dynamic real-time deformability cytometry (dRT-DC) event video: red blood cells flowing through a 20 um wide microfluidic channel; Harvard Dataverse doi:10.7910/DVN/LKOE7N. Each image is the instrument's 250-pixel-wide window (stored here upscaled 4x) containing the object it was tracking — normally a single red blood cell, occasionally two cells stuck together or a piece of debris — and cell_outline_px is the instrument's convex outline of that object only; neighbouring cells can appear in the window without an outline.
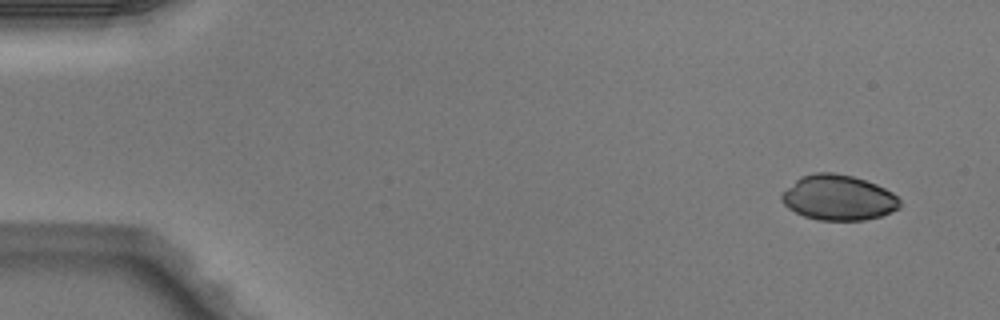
{"species": "Egyptian fruit bat (a non-hibernating species)", "species_latin": "Rousettus aegyptiacus", "temperature_condition": "warm", "stored_images_in_passage": 4, "camera_frame_rate_fps": 3000, "um_per_image_px": 0.085, "animal": {"sex": "male"}, "frame": {"image": 1, "passage_image": 1, "time_ms": 0.0, "image_size_px": [1000, 320], "cell_outline_px": [[900, 208], [880, 216], [864, 220], [820, 220], [804, 216], [788, 208], [780, 200], [780, 196], [800, 176], [816, 172], [836, 172], [852, 176], [876, 184], [892, 192], [900, 200]], "centroid_in_image_um": [71.26, 16.8], "position_along_channel_um": 13.7, "area_um2": 31.04}}
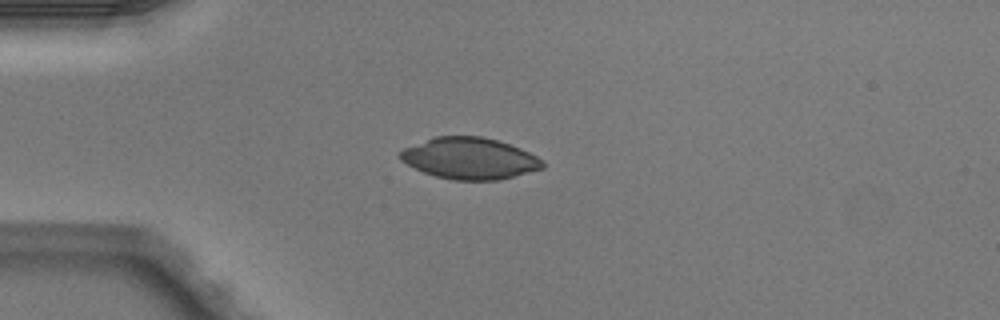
{"frame": {"image": 2, "passage_image": 4, "time_ms": 1.0, "image_size_px": [1000, 320], "cell_outline_px": [[544, 168], [496, 180], [452, 180], [436, 176], [424, 172], [400, 160], [400, 152], [404, 148], [436, 136], [480, 136], [496, 140], [520, 148], [536, 156], [544, 164]], "centroid_in_image_um": [39.9, 13.46], "position_along_channel_um": 45.1, "area_um2": 33.87}}